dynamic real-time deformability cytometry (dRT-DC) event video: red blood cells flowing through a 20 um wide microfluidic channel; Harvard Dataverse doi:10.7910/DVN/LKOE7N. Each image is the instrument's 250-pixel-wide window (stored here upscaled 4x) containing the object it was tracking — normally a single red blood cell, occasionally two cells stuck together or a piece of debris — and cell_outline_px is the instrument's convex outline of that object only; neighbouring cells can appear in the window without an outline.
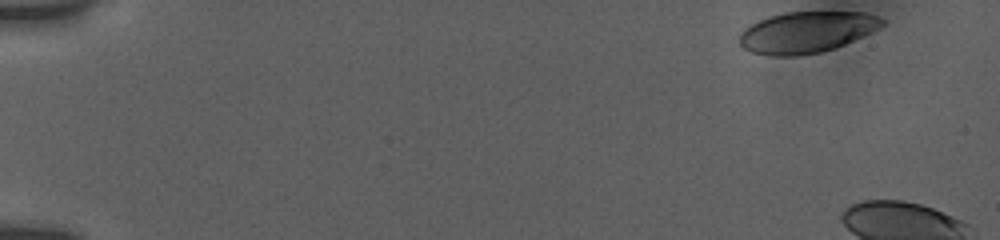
{"species": "human", "species_latin": "Homo sapiens", "temperature_condition": "room temperature", "stored_images_in_passage": 9, "camera_frame_rate_fps": 3000, "um_per_image_px": 0.085, "donor": {"sex": "female"}, "frame": {"image": 1, "passage_image": 1, "time_ms": 0.0, "image_size_px": [1000, 240], "cell_outline_px": [[884, 24], [844, 44], [820, 52], [796, 56], [768, 56], [752, 52], [744, 48], [740, 44], [740, 32], [744, 28], [760, 20], [772, 16], [788, 12], [864, 12], [876, 16], [884, 20]], "centroid_in_image_um": [68.5, 2.74], "position_along_channel_um": 16.5, "area_um2": 33.64}}